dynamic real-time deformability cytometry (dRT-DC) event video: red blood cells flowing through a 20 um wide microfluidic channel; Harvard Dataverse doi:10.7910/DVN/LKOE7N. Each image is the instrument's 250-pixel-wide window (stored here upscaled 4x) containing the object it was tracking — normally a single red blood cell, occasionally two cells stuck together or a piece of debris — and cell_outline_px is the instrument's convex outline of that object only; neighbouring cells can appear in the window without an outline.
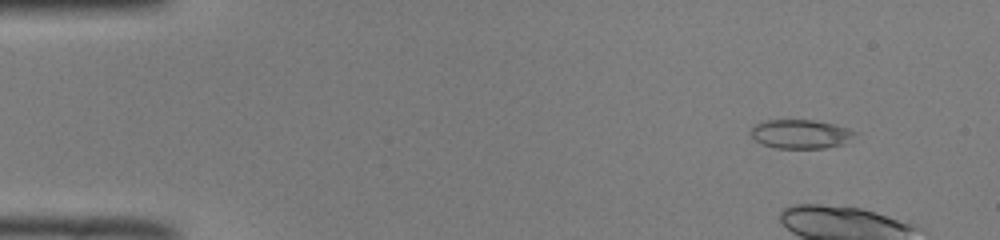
{"species": "common noctule bat (a hibernating species)", "species_latin": "Nyctalus noctula", "temperature_condition": "room temperature", "stored_images_in_passage": 6, "camera_frame_rate_fps": 3000, "um_per_image_px": 0.085, "animal": {"sex": "male", "body_mass_g": 19.0, "forearm_length_mm": 50.8}, "frame": {"image": 1, "passage_image": 1, "time_ms": 0.0, "image_size_px": [1000, 240], "cell_outline_px": [[856, 132], [844, 144], [824, 148], [776, 148], [764, 144], [756, 140], [752, 136], [752, 128], [756, 124], [768, 120], [812, 120], [832, 124], [848, 128]], "centroid_in_image_um": [68.05, 11.39], "position_along_channel_um": 16.9, "area_um2": 17.17}}